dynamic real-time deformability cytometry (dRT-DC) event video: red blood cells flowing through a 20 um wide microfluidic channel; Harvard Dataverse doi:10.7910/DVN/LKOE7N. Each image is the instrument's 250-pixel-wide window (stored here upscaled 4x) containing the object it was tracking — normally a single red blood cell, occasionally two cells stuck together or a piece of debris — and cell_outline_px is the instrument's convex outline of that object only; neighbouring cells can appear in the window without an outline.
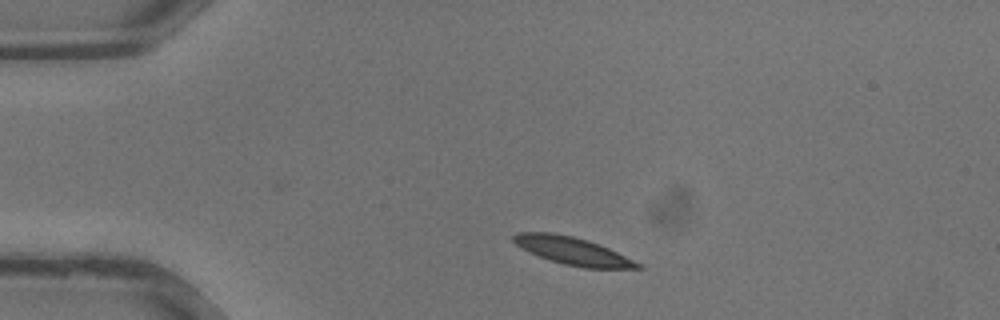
{"species": "common noctule bat (a hibernating species)", "species_latin": "Nyctalus noctula", "temperature_condition": "warm", "stored_images_in_passage": 25, "camera_frame_rate_fps": 3000, "um_per_image_px": 0.085, "animal": {"sex": "male", "body_mass_g": 13.3}, "frame": {"image": 1, "passage_image": 1, "time_ms": 0.0, "image_size_px": [1000, 320], "cell_outline_px": [[644, 268], [584, 268], [564, 264], [548, 260], [528, 252], [516, 244], [512, 240], [512, 236], [516, 232], [552, 232], [572, 236], [588, 240], [600, 244], [640, 264]], "centroid_in_image_um": [48.6, 21.31], "position_along_channel_um": 36.4, "area_um2": 19.88}}
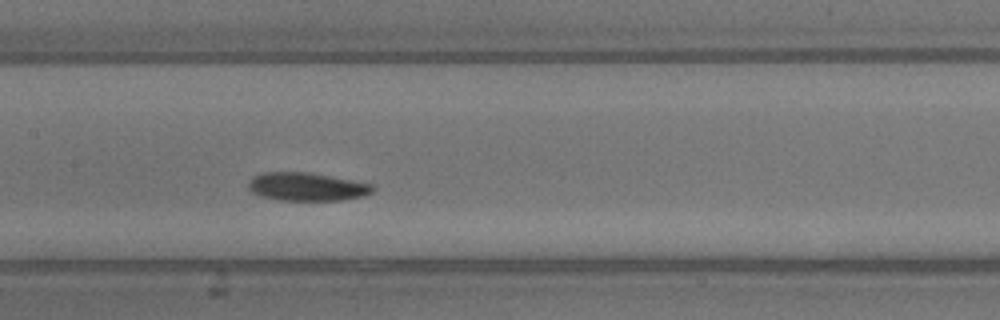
{"frame": {"image": 2, "passage_image": 11, "time_ms": 3.333, "image_size_px": [1000, 320], "cell_outline_px": [[376, 188], [372, 192], [364, 196], [340, 200], [280, 200], [260, 196], [252, 192], [248, 188], [248, 180], [252, 176], [264, 172], [308, 172], [372, 184]], "centroid_in_image_um": [26.05, 15.87], "position_along_channel_um": 181.4, "area_um2": 20.46}}
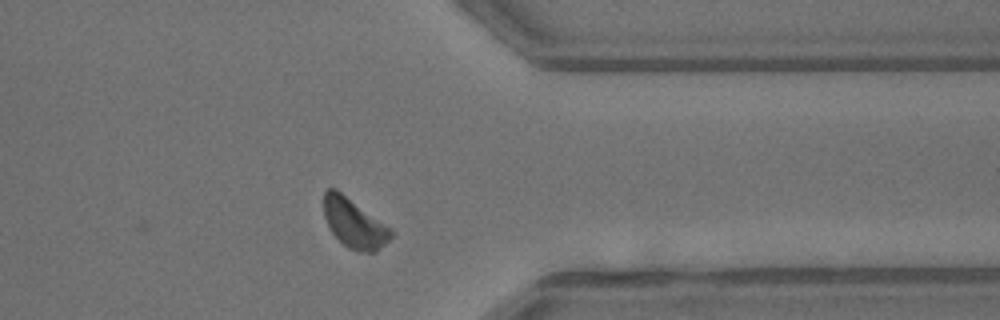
{"frame": {"image": 3, "passage_image": 22, "time_ms": 7.0, "image_size_px": [1000, 320], "cell_outline_px": [[396, 232], [376, 252], [360, 252], [348, 248], [332, 232], [324, 216], [324, 192], [328, 188], [336, 188], [392, 228]], "centroid_in_image_um": [30.14, 18.97], "position_along_channel_um": 381.3, "area_um2": 19.31}}